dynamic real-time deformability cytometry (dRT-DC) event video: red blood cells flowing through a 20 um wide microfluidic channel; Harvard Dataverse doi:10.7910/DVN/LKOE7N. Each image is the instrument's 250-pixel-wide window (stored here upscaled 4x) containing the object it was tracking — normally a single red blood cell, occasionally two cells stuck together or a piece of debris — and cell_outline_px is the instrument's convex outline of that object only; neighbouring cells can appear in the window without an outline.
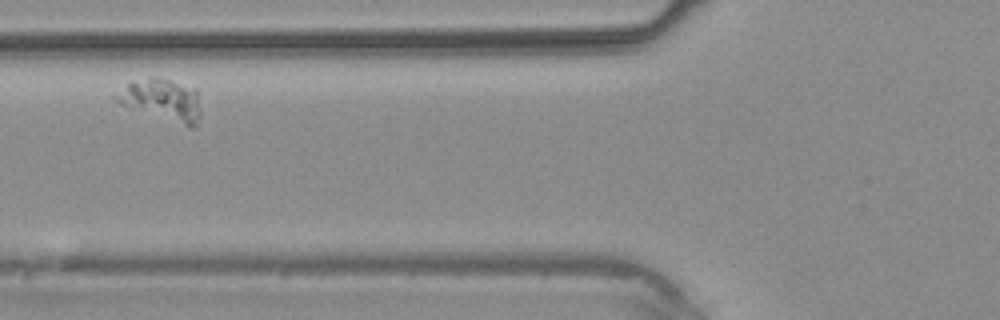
{"species": "common noctule bat (a hibernating species)", "species_latin": "Nyctalus noctula", "temperature_condition": "warm", "stored_images_in_passage": 5, "camera_frame_rate_fps": 3000, "um_per_image_px": 0.085, "animal": {"sex": "male", "body_mass_g": 20.4}, "frame": {"image": 1, "passage_image": 4, "time_ms": 3.667, "image_size_px": [1000, 320], "cell_outline_px": [[200, 116], [196, 128], [188, 128], [120, 104], [112, 96], [128, 84], [152, 76], [156, 76], [196, 88], [200, 112]], "centroid_in_image_um": [13.81, 8.52], "position_along_channel_um": 112.0, "area_um2": 20.63}}
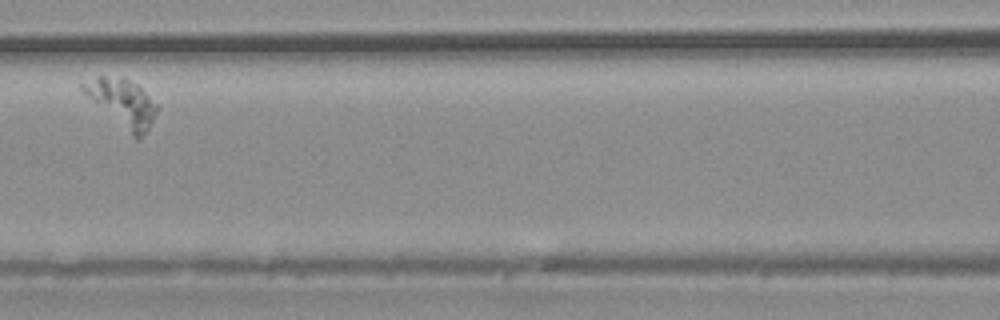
{"frame": {"image": 2, "passage_image": 5, "time_ms": 4.667, "image_size_px": [1000, 320], "cell_outline_px": [[160, 108], [148, 128], [140, 140], [136, 140], [88, 96], [80, 88], [80, 84], [100, 76], [124, 76], [136, 84]], "centroid_in_image_um": [10.44, 8.74], "position_along_channel_um": 156.2, "area_um2": 19.94}}